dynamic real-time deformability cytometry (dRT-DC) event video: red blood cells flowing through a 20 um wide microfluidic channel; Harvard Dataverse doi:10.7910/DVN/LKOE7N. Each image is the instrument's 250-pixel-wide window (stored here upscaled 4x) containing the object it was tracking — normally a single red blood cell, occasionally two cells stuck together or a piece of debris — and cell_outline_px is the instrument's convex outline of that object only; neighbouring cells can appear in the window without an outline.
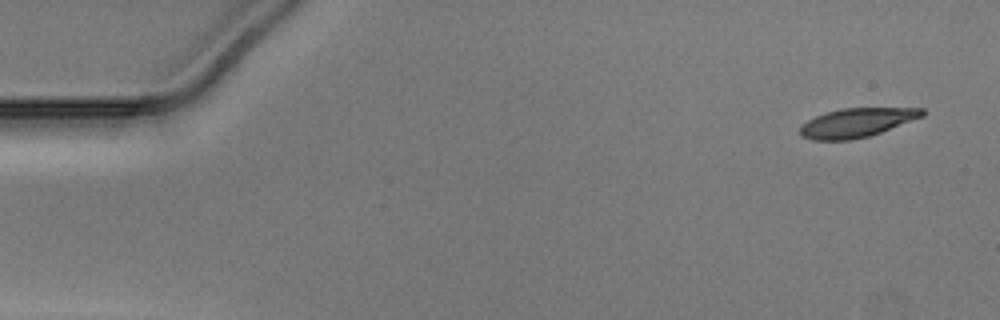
{"species": "Egyptian fruit bat (a non-hibernating species)", "species_latin": "Rousettus aegyptiacus", "temperature_condition": "warm", "stored_images_in_passage": 49, "camera_frame_rate_fps": 3000, "um_per_image_px": 0.085, "animal": {"sex": "male"}, "frame": {"image": 1, "passage_image": 1, "time_ms": 0.0, "image_size_px": [1000, 320], "cell_outline_px": [[924, 116], [880, 132], [868, 136], [852, 140], [812, 140], [800, 136], [800, 128], [808, 120], [816, 116], [828, 112], [844, 108], [924, 108]], "centroid_in_image_um": [72.82, 10.43], "position_along_channel_um": 12.2, "area_um2": 20.4}}
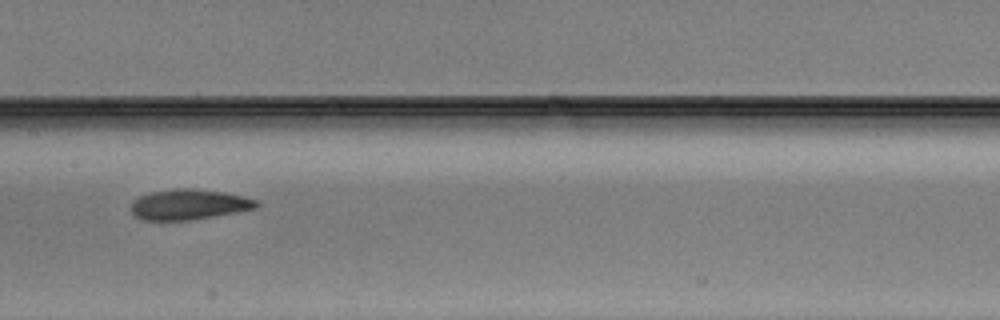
{"frame": {"image": 2, "passage_image": 24, "time_ms": 7.667, "image_size_px": [1000, 320], "cell_outline_px": [[260, 204], [256, 208], [236, 212], [188, 220], [140, 220], [128, 208], [132, 200], [140, 196], [152, 192], [176, 188], [192, 188], [224, 192], [256, 200]], "centroid_in_image_um": [15.99, 17.38], "position_along_channel_um": 191.4, "area_um2": 22.14}}
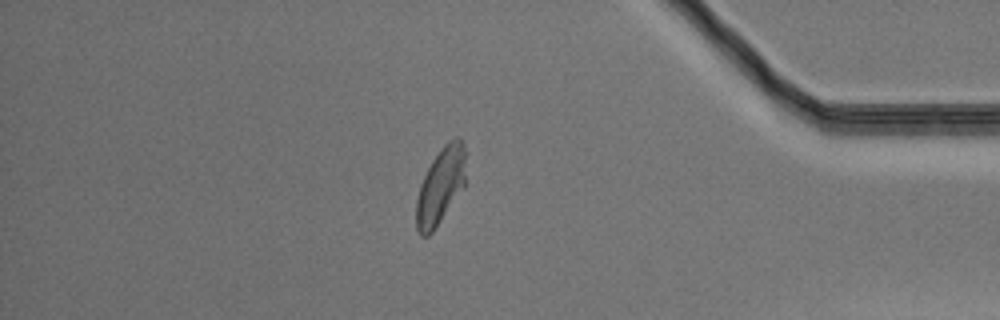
{"frame": {"image": 3, "passage_image": 42, "time_ms": 13.667, "image_size_px": [1000, 320], "cell_outline_px": [[464, 188], [432, 232], [428, 236], [420, 236], [416, 228], [416, 200], [420, 184], [432, 160], [440, 148], [444, 144], [456, 136], [460, 136], [464, 144]], "centroid_in_image_um": [37.43, 15.8], "position_along_channel_um": 397.8, "area_um2": 21.96}}